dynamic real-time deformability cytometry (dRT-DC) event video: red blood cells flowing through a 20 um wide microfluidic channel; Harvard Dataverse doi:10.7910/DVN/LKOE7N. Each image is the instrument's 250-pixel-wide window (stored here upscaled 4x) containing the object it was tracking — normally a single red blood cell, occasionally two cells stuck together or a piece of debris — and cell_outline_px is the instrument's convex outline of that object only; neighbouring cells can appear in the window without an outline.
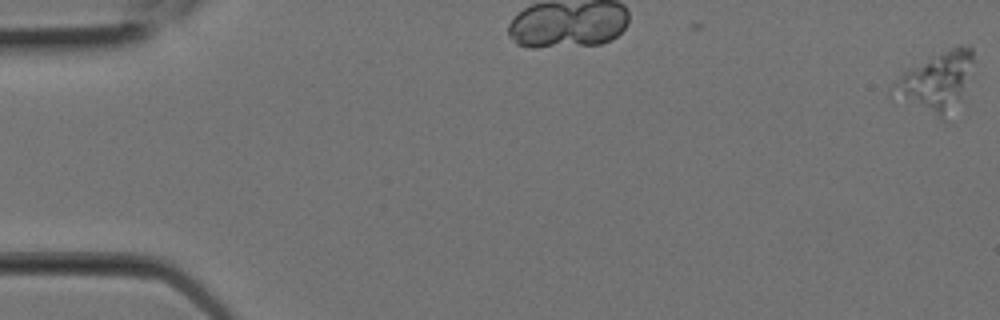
{"species": "Egyptian fruit bat (a non-hibernating species)", "species_latin": "Rousettus aegyptiacus", "temperature_condition": "room temperature", "stored_images_in_passage": 18, "camera_frame_rate_fps": 3000, "um_per_image_px": 0.085, "animal": {"sex": "female"}, "frame": {"image": 1, "passage_image": 1, "time_ms": 0.0, "image_size_px": [1000, 320], "cell_outline_px": [[972, 60], [960, 100], [944, 120], [940, 120], [888, 96], [888, 88], [908, 68], [960, 44], [972, 44]], "centroid_in_image_um": [79.47, 6.99], "position_along_channel_um": 5.5, "area_um2": 27.57}}
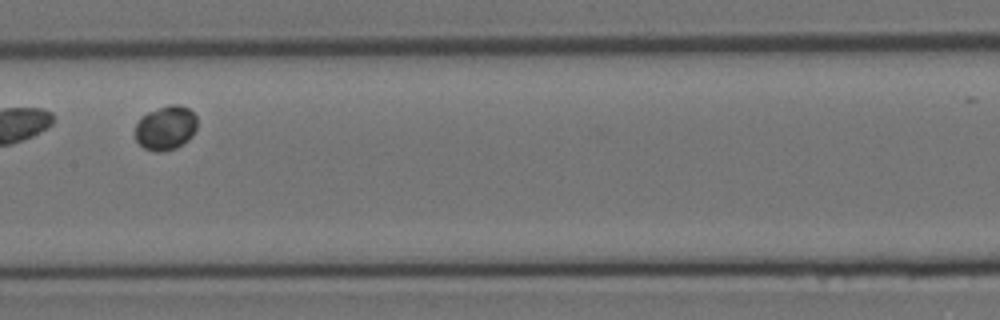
{"frame": {"image": 2, "passage_image": 8, "time_ms": 2.333, "image_size_px": [1000, 320], "cell_outline_px": [[196, 128], [192, 136], [184, 144], [176, 148], [160, 152], [156, 152], [144, 148], [136, 140], [136, 124], [148, 112], [168, 104], [180, 104], [188, 108], [196, 116]], "centroid_in_image_um": [14.11, 10.87], "position_along_channel_um": 193.3, "area_um2": 15.95}}